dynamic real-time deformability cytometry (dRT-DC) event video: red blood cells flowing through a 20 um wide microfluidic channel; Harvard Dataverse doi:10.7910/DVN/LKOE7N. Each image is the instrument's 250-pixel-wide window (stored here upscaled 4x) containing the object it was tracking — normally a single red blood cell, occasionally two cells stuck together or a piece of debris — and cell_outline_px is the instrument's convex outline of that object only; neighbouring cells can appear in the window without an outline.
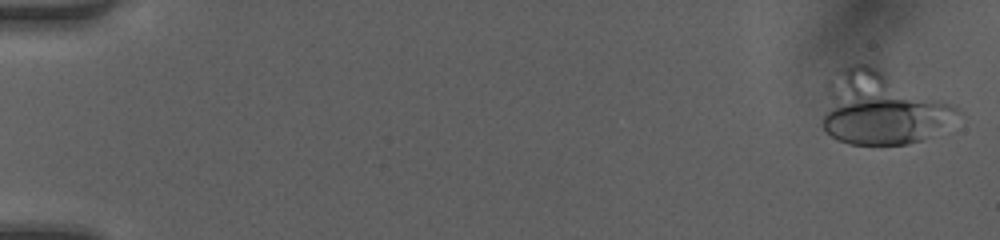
{"species": "human", "species_latin": "Homo sapiens", "temperature_condition": "room temperature", "stored_images_in_passage": 48, "camera_frame_rate_fps": 3000, "um_per_image_px": 0.085, "donor": {"sex": "female"}, "frame": {"image": 1, "passage_image": 1, "time_ms": 0.0, "image_size_px": [1000, 240], "cell_outline_px": [[960, 112], [924, 140], [908, 144], [848, 144], [824, 132], [824, 116], [828, 80], [836, 68], [852, 64], [868, 64], [956, 104]], "centroid_in_image_um": [74.9, 9.18], "position_along_channel_um": 10.1, "area_um2": 56.88}}
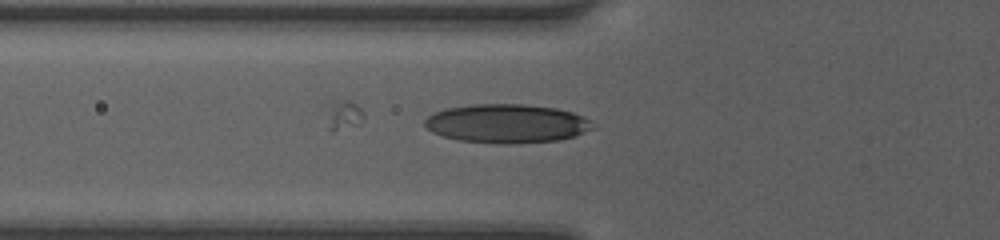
{"frame": {"image": 2, "passage_image": 18, "time_ms": 5.667, "image_size_px": [1000, 240], "cell_outline_px": [[596, 128], [560, 140], [512, 144], [496, 144], [460, 140], [444, 136], [432, 132], [424, 124], [424, 120], [432, 112], [448, 108], [472, 104], [524, 104], [556, 108], [572, 112], [584, 116]], "centroid_in_image_um": [43.07, 10.5], "position_along_channel_um": 82.7, "area_um2": 38.09}}
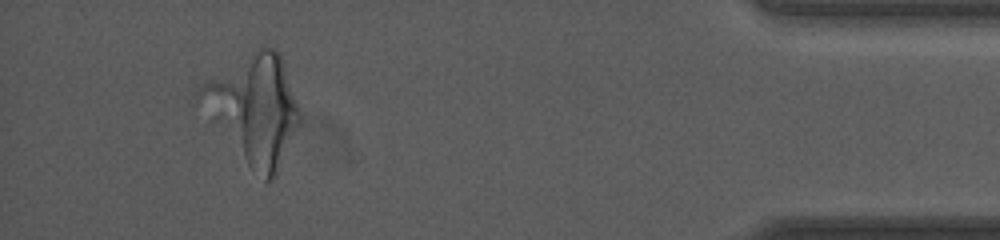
{"frame": {"image": 3, "passage_image": 45, "time_ms": 14.667, "image_size_px": [1000, 240], "cell_outline_px": [[300, 124], [272, 180], [264, 180], [248, 164], [196, 96], [196, 88], [200, 84], [256, 48], [272, 48], [280, 52], [300, 112]], "centroid_in_image_um": [21.64, 9.2], "position_along_channel_um": 413.6, "area_um2": 60.4}}